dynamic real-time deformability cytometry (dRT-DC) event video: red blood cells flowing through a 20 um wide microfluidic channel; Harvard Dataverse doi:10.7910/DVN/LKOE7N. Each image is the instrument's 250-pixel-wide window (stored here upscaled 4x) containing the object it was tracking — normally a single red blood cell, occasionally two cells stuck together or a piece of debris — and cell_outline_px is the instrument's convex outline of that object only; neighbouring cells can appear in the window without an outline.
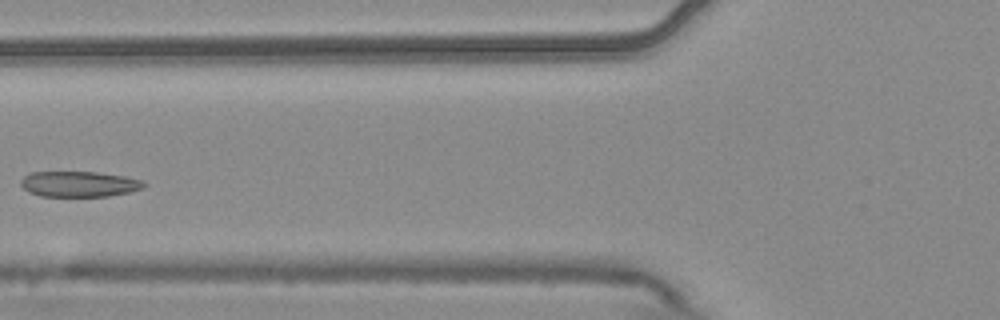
{"species": "common noctule bat (a hibernating species)", "species_latin": "Nyctalus noctula", "temperature_condition": "warm", "stored_images_in_passage": 6, "camera_frame_rate_fps": 3000, "um_per_image_px": 0.085, "animal": {"sex": "male", "body_mass_g": 20.4}, "frame": {"image": 1, "passage_image": 6, "time_ms": 1.667, "image_size_px": [1000, 320], "cell_outline_px": [[148, 184], [144, 188], [128, 192], [108, 196], [40, 196], [28, 192], [20, 184], [20, 180], [24, 176], [32, 172], [96, 172], [124, 176], [144, 180]], "centroid_in_image_um": [6.75, 15.64], "position_along_channel_um": 119.1, "area_um2": 18.44}}